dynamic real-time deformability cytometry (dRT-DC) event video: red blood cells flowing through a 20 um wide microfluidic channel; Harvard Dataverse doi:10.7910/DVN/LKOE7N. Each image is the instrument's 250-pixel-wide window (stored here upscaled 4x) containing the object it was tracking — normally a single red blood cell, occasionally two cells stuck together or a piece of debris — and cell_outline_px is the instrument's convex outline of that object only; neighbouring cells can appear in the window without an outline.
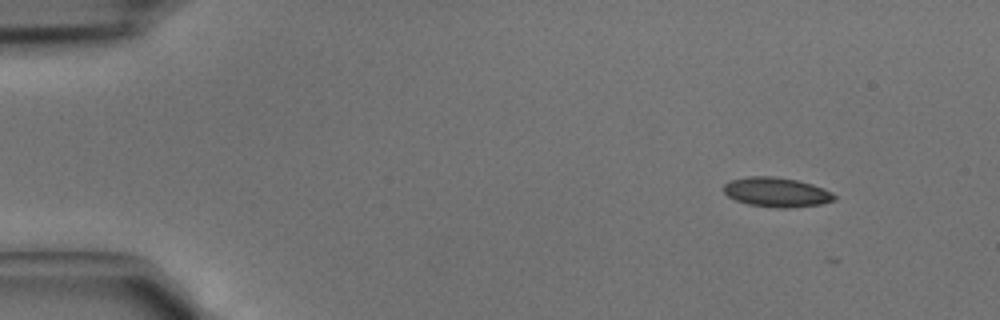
{"species": "common noctule bat (a hibernating species)", "species_latin": "Nyctalus noctula", "temperature_condition": "cold", "stored_images_in_passage": 4, "camera_frame_rate_fps": 3000, "um_per_image_px": 0.085, "animal": {"sex": "male", "body_mass_g": 15.6}, "frame": {"image": 1, "passage_image": 1, "time_ms": 0.0, "image_size_px": [1000, 320], "cell_outline_px": [[836, 200], [820, 204], [788, 208], [776, 208], [748, 204], [736, 200], [728, 196], [724, 192], [724, 184], [728, 180], [748, 176], [776, 176], [796, 180], [812, 184], [832, 192], [836, 196]], "centroid_in_image_um": [65.99, 16.33], "position_along_channel_um": 19.0, "area_um2": 19.13}}